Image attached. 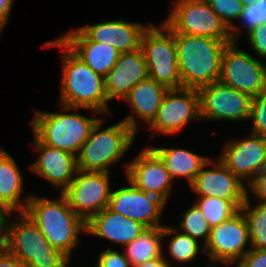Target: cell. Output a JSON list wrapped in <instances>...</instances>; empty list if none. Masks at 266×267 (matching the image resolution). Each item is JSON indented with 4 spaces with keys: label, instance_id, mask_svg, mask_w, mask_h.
<instances>
[{
    "label": "cell",
    "instance_id": "obj_34",
    "mask_svg": "<svg viewBox=\"0 0 266 267\" xmlns=\"http://www.w3.org/2000/svg\"><path fill=\"white\" fill-rule=\"evenodd\" d=\"M95 267H132L125 256V253H120L112 248L100 253L97 266Z\"/></svg>",
    "mask_w": 266,
    "mask_h": 267
},
{
    "label": "cell",
    "instance_id": "obj_4",
    "mask_svg": "<svg viewBox=\"0 0 266 267\" xmlns=\"http://www.w3.org/2000/svg\"><path fill=\"white\" fill-rule=\"evenodd\" d=\"M135 115L101 130L102 120L93 126L88 139L76 156L77 169L84 172H109V165L118 162L137 136Z\"/></svg>",
    "mask_w": 266,
    "mask_h": 267
},
{
    "label": "cell",
    "instance_id": "obj_22",
    "mask_svg": "<svg viewBox=\"0 0 266 267\" xmlns=\"http://www.w3.org/2000/svg\"><path fill=\"white\" fill-rule=\"evenodd\" d=\"M147 228L132 219L105 208L86 222V233L127 246Z\"/></svg>",
    "mask_w": 266,
    "mask_h": 267
},
{
    "label": "cell",
    "instance_id": "obj_40",
    "mask_svg": "<svg viewBox=\"0 0 266 267\" xmlns=\"http://www.w3.org/2000/svg\"><path fill=\"white\" fill-rule=\"evenodd\" d=\"M167 262V260L163 257V255L159 258L150 260L148 262L138 264L134 267H171Z\"/></svg>",
    "mask_w": 266,
    "mask_h": 267
},
{
    "label": "cell",
    "instance_id": "obj_18",
    "mask_svg": "<svg viewBox=\"0 0 266 267\" xmlns=\"http://www.w3.org/2000/svg\"><path fill=\"white\" fill-rule=\"evenodd\" d=\"M34 146L39 150L36 161L29 168L48 182L61 188L63 193L77 172L76 156L70 152L43 144L34 135Z\"/></svg>",
    "mask_w": 266,
    "mask_h": 267
},
{
    "label": "cell",
    "instance_id": "obj_26",
    "mask_svg": "<svg viewBox=\"0 0 266 267\" xmlns=\"http://www.w3.org/2000/svg\"><path fill=\"white\" fill-rule=\"evenodd\" d=\"M163 227L147 228L133 242L125 246V256L132 267L163 255L161 241Z\"/></svg>",
    "mask_w": 266,
    "mask_h": 267
},
{
    "label": "cell",
    "instance_id": "obj_10",
    "mask_svg": "<svg viewBox=\"0 0 266 267\" xmlns=\"http://www.w3.org/2000/svg\"><path fill=\"white\" fill-rule=\"evenodd\" d=\"M248 224L241 210L230 219L211 227L208 241L202 251L211 259L210 265L221 262L225 266L238 263L250 250Z\"/></svg>",
    "mask_w": 266,
    "mask_h": 267
},
{
    "label": "cell",
    "instance_id": "obj_15",
    "mask_svg": "<svg viewBox=\"0 0 266 267\" xmlns=\"http://www.w3.org/2000/svg\"><path fill=\"white\" fill-rule=\"evenodd\" d=\"M221 162L242 182L266 169V137L251 133L245 140L228 141L219 156Z\"/></svg>",
    "mask_w": 266,
    "mask_h": 267
},
{
    "label": "cell",
    "instance_id": "obj_2",
    "mask_svg": "<svg viewBox=\"0 0 266 267\" xmlns=\"http://www.w3.org/2000/svg\"><path fill=\"white\" fill-rule=\"evenodd\" d=\"M25 203V213L48 242L70 258L79 233H86V222L69 206L67 198L62 193L59 200L29 195Z\"/></svg>",
    "mask_w": 266,
    "mask_h": 267
},
{
    "label": "cell",
    "instance_id": "obj_19",
    "mask_svg": "<svg viewBox=\"0 0 266 267\" xmlns=\"http://www.w3.org/2000/svg\"><path fill=\"white\" fill-rule=\"evenodd\" d=\"M147 78L148 69L141 49L120 53L116 64L104 77L108 101L123 100L135 85Z\"/></svg>",
    "mask_w": 266,
    "mask_h": 267
},
{
    "label": "cell",
    "instance_id": "obj_39",
    "mask_svg": "<svg viewBox=\"0 0 266 267\" xmlns=\"http://www.w3.org/2000/svg\"><path fill=\"white\" fill-rule=\"evenodd\" d=\"M13 0H0V22L6 26Z\"/></svg>",
    "mask_w": 266,
    "mask_h": 267
},
{
    "label": "cell",
    "instance_id": "obj_29",
    "mask_svg": "<svg viewBox=\"0 0 266 267\" xmlns=\"http://www.w3.org/2000/svg\"><path fill=\"white\" fill-rule=\"evenodd\" d=\"M169 243V255L177 262L187 263L196 258L199 253V242L189 235L182 233L178 227L163 226V238L173 235Z\"/></svg>",
    "mask_w": 266,
    "mask_h": 267
},
{
    "label": "cell",
    "instance_id": "obj_45",
    "mask_svg": "<svg viewBox=\"0 0 266 267\" xmlns=\"http://www.w3.org/2000/svg\"><path fill=\"white\" fill-rule=\"evenodd\" d=\"M263 19H264V23H266V15L264 16V18H263Z\"/></svg>",
    "mask_w": 266,
    "mask_h": 267
},
{
    "label": "cell",
    "instance_id": "obj_33",
    "mask_svg": "<svg viewBox=\"0 0 266 267\" xmlns=\"http://www.w3.org/2000/svg\"><path fill=\"white\" fill-rule=\"evenodd\" d=\"M266 15V0H256L247 6H244L243 11L240 15L244 27H246L247 34L259 25L264 23V16Z\"/></svg>",
    "mask_w": 266,
    "mask_h": 267
},
{
    "label": "cell",
    "instance_id": "obj_28",
    "mask_svg": "<svg viewBox=\"0 0 266 267\" xmlns=\"http://www.w3.org/2000/svg\"><path fill=\"white\" fill-rule=\"evenodd\" d=\"M247 221L249 239L252 249H266V203L257 202L250 205L249 194L240 209Z\"/></svg>",
    "mask_w": 266,
    "mask_h": 267
},
{
    "label": "cell",
    "instance_id": "obj_5",
    "mask_svg": "<svg viewBox=\"0 0 266 267\" xmlns=\"http://www.w3.org/2000/svg\"><path fill=\"white\" fill-rule=\"evenodd\" d=\"M17 217L10 223L5 216L2 246L27 267H67L71 258L54 248L25 212Z\"/></svg>",
    "mask_w": 266,
    "mask_h": 267
},
{
    "label": "cell",
    "instance_id": "obj_23",
    "mask_svg": "<svg viewBox=\"0 0 266 267\" xmlns=\"http://www.w3.org/2000/svg\"><path fill=\"white\" fill-rule=\"evenodd\" d=\"M23 185V177L14 158L0 148V208L6 215L17 209L25 212L27 204L20 201Z\"/></svg>",
    "mask_w": 266,
    "mask_h": 267
},
{
    "label": "cell",
    "instance_id": "obj_30",
    "mask_svg": "<svg viewBox=\"0 0 266 267\" xmlns=\"http://www.w3.org/2000/svg\"><path fill=\"white\" fill-rule=\"evenodd\" d=\"M211 9L218 15L221 21L230 30L232 42H238L239 28L233 24V19H239L243 11L244 5L240 0H206Z\"/></svg>",
    "mask_w": 266,
    "mask_h": 267
},
{
    "label": "cell",
    "instance_id": "obj_16",
    "mask_svg": "<svg viewBox=\"0 0 266 267\" xmlns=\"http://www.w3.org/2000/svg\"><path fill=\"white\" fill-rule=\"evenodd\" d=\"M126 178L138 189L168 202L173 179L162 160L148 147L127 163Z\"/></svg>",
    "mask_w": 266,
    "mask_h": 267
},
{
    "label": "cell",
    "instance_id": "obj_6",
    "mask_svg": "<svg viewBox=\"0 0 266 267\" xmlns=\"http://www.w3.org/2000/svg\"><path fill=\"white\" fill-rule=\"evenodd\" d=\"M63 113L38 112L31 120L34 135L43 143L77 156L99 118L66 113L73 108L61 105Z\"/></svg>",
    "mask_w": 266,
    "mask_h": 267
},
{
    "label": "cell",
    "instance_id": "obj_37",
    "mask_svg": "<svg viewBox=\"0 0 266 267\" xmlns=\"http://www.w3.org/2000/svg\"><path fill=\"white\" fill-rule=\"evenodd\" d=\"M247 186L258 197V202L266 203V169L258 173Z\"/></svg>",
    "mask_w": 266,
    "mask_h": 267
},
{
    "label": "cell",
    "instance_id": "obj_13",
    "mask_svg": "<svg viewBox=\"0 0 266 267\" xmlns=\"http://www.w3.org/2000/svg\"><path fill=\"white\" fill-rule=\"evenodd\" d=\"M199 118L201 116L198 89H169L149 129L164 134L177 133L182 131L188 122Z\"/></svg>",
    "mask_w": 266,
    "mask_h": 267
},
{
    "label": "cell",
    "instance_id": "obj_27",
    "mask_svg": "<svg viewBox=\"0 0 266 267\" xmlns=\"http://www.w3.org/2000/svg\"><path fill=\"white\" fill-rule=\"evenodd\" d=\"M246 200H225L218 197H199L196 206L205 216L210 227L230 219L235 215Z\"/></svg>",
    "mask_w": 266,
    "mask_h": 267
},
{
    "label": "cell",
    "instance_id": "obj_36",
    "mask_svg": "<svg viewBox=\"0 0 266 267\" xmlns=\"http://www.w3.org/2000/svg\"><path fill=\"white\" fill-rule=\"evenodd\" d=\"M236 267H266V249H250Z\"/></svg>",
    "mask_w": 266,
    "mask_h": 267
},
{
    "label": "cell",
    "instance_id": "obj_31",
    "mask_svg": "<svg viewBox=\"0 0 266 267\" xmlns=\"http://www.w3.org/2000/svg\"><path fill=\"white\" fill-rule=\"evenodd\" d=\"M182 233L189 235L191 238L198 241L199 238H204V246L206 245L211 227L208 225L205 216L201 210L193 204L190 208L182 215L180 222Z\"/></svg>",
    "mask_w": 266,
    "mask_h": 267
},
{
    "label": "cell",
    "instance_id": "obj_1",
    "mask_svg": "<svg viewBox=\"0 0 266 267\" xmlns=\"http://www.w3.org/2000/svg\"><path fill=\"white\" fill-rule=\"evenodd\" d=\"M44 47H63L61 105L109 113L104 77L95 73L59 38Z\"/></svg>",
    "mask_w": 266,
    "mask_h": 267
},
{
    "label": "cell",
    "instance_id": "obj_11",
    "mask_svg": "<svg viewBox=\"0 0 266 267\" xmlns=\"http://www.w3.org/2000/svg\"><path fill=\"white\" fill-rule=\"evenodd\" d=\"M111 191L109 172L77 170L70 186L62 194L73 211L87 222L107 208Z\"/></svg>",
    "mask_w": 266,
    "mask_h": 267
},
{
    "label": "cell",
    "instance_id": "obj_21",
    "mask_svg": "<svg viewBox=\"0 0 266 267\" xmlns=\"http://www.w3.org/2000/svg\"><path fill=\"white\" fill-rule=\"evenodd\" d=\"M59 39L95 73L105 77L116 64L120 53L109 44L90 40L79 28Z\"/></svg>",
    "mask_w": 266,
    "mask_h": 267
},
{
    "label": "cell",
    "instance_id": "obj_43",
    "mask_svg": "<svg viewBox=\"0 0 266 267\" xmlns=\"http://www.w3.org/2000/svg\"><path fill=\"white\" fill-rule=\"evenodd\" d=\"M4 25L0 22V32H2L3 30L2 29H4Z\"/></svg>",
    "mask_w": 266,
    "mask_h": 267
},
{
    "label": "cell",
    "instance_id": "obj_35",
    "mask_svg": "<svg viewBox=\"0 0 266 267\" xmlns=\"http://www.w3.org/2000/svg\"><path fill=\"white\" fill-rule=\"evenodd\" d=\"M247 37L254 52L266 59V23L253 28Z\"/></svg>",
    "mask_w": 266,
    "mask_h": 267
},
{
    "label": "cell",
    "instance_id": "obj_14",
    "mask_svg": "<svg viewBox=\"0 0 266 267\" xmlns=\"http://www.w3.org/2000/svg\"><path fill=\"white\" fill-rule=\"evenodd\" d=\"M128 184L129 186L111 191L107 208L146 228L163 227L160 216L166 203L159 197L138 189L130 180Z\"/></svg>",
    "mask_w": 266,
    "mask_h": 267
},
{
    "label": "cell",
    "instance_id": "obj_44",
    "mask_svg": "<svg viewBox=\"0 0 266 267\" xmlns=\"http://www.w3.org/2000/svg\"><path fill=\"white\" fill-rule=\"evenodd\" d=\"M3 243V239H0V247L2 246Z\"/></svg>",
    "mask_w": 266,
    "mask_h": 267
},
{
    "label": "cell",
    "instance_id": "obj_9",
    "mask_svg": "<svg viewBox=\"0 0 266 267\" xmlns=\"http://www.w3.org/2000/svg\"><path fill=\"white\" fill-rule=\"evenodd\" d=\"M219 81L254 98L266 90V66L232 42L223 51Z\"/></svg>",
    "mask_w": 266,
    "mask_h": 267
},
{
    "label": "cell",
    "instance_id": "obj_41",
    "mask_svg": "<svg viewBox=\"0 0 266 267\" xmlns=\"http://www.w3.org/2000/svg\"><path fill=\"white\" fill-rule=\"evenodd\" d=\"M6 213L0 208V239H3V224Z\"/></svg>",
    "mask_w": 266,
    "mask_h": 267
},
{
    "label": "cell",
    "instance_id": "obj_7",
    "mask_svg": "<svg viewBox=\"0 0 266 267\" xmlns=\"http://www.w3.org/2000/svg\"><path fill=\"white\" fill-rule=\"evenodd\" d=\"M160 28L147 26L141 36L148 77L169 89L182 88L178 68L177 47L173 32L163 23Z\"/></svg>",
    "mask_w": 266,
    "mask_h": 267
},
{
    "label": "cell",
    "instance_id": "obj_17",
    "mask_svg": "<svg viewBox=\"0 0 266 267\" xmlns=\"http://www.w3.org/2000/svg\"><path fill=\"white\" fill-rule=\"evenodd\" d=\"M209 165H212V169H205ZM245 185L220 159H209L189 186L200 197L246 200L248 191Z\"/></svg>",
    "mask_w": 266,
    "mask_h": 267
},
{
    "label": "cell",
    "instance_id": "obj_24",
    "mask_svg": "<svg viewBox=\"0 0 266 267\" xmlns=\"http://www.w3.org/2000/svg\"><path fill=\"white\" fill-rule=\"evenodd\" d=\"M167 91L166 87L148 77L135 85L123 100L128 101L133 112L149 126L156 118Z\"/></svg>",
    "mask_w": 266,
    "mask_h": 267
},
{
    "label": "cell",
    "instance_id": "obj_20",
    "mask_svg": "<svg viewBox=\"0 0 266 267\" xmlns=\"http://www.w3.org/2000/svg\"><path fill=\"white\" fill-rule=\"evenodd\" d=\"M147 27L140 23L112 20L79 29L92 41L109 44L119 53H129L140 49L141 36Z\"/></svg>",
    "mask_w": 266,
    "mask_h": 267
},
{
    "label": "cell",
    "instance_id": "obj_25",
    "mask_svg": "<svg viewBox=\"0 0 266 267\" xmlns=\"http://www.w3.org/2000/svg\"><path fill=\"white\" fill-rule=\"evenodd\" d=\"M164 163L174 181L176 177H185L190 185L201 167L210 159L182 148L149 147Z\"/></svg>",
    "mask_w": 266,
    "mask_h": 267
},
{
    "label": "cell",
    "instance_id": "obj_3",
    "mask_svg": "<svg viewBox=\"0 0 266 267\" xmlns=\"http://www.w3.org/2000/svg\"><path fill=\"white\" fill-rule=\"evenodd\" d=\"M182 88L199 89L219 81L225 40L173 33Z\"/></svg>",
    "mask_w": 266,
    "mask_h": 267
},
{
    "label": "cell",
    "instance_id": "obj_12",
    "mask_svg": "<svg viewBox=\"0 0 266 267\" xmlns=\"http://www.w3.org/2000/svg\"><path fill=\"white\" fill-rule=\"evenodd\" d=\"M201 119L245 120L249 119L252 97L220 81L198 89Z\"/></svg>",
    "mask_w": 266,
    "mask_h": 267
},
{
    "label": "cell",
    "instance_id": "obj_8",
    "mask_svg": "<svg viewBox=\"0 0 266 267\" xmlns=\"http://www.w3.org/2000/svg\"><path fill=\"white\" fill-rule=\"evenodd\" d=\"M164 24L173 32L232 42L230 30L206 0H176Z\"/></svg>",
    "mask_w": 266,
    "mask_h": 267
},
{
    "label": "cell",
    "instance_id": "obj_38",
    "mask_svg": "<svg viewBox=\"0 0 266 267\" xmlns=\"http://www.w3.org/2000/svg\"><path fill=\"white\" fill-rule=\"evenodd\" d=\"M0 267H27L21 260L8 252L3 246L0 247Z\"/></svg>",
    "mask_w": 266,
    "mask_h": 267
},
{
    "label": "cell",
    "instance_id": "obj_42",
    "mask_svg": "<svg viewBox=\"0 0 266 267\" xmlns=\"http://www.w3.org/2000/svg\"><path fill=\"white\" fill-rule=\"evenodd\" d=\"M244 6L254 3L256 0H240Z\"/></svg>",
    "mask_w": 266,
    "mask_h": 267
},
{
    "label": "cell",
    "instance_id": "obj_32",
    "mask_svg": "<svg viewBox=\"0 0 266 267\" xmlns=\"http://www.w3.org/2000/svg\"><path fill=\"white\" fill-rule=\"evenodd\" d=\"M249 119L253 120L251 133L266 137V90L252 99Z\"/></svg>",
    "mask_w": 266,
    "mask_h": 267
}]
</instances>
